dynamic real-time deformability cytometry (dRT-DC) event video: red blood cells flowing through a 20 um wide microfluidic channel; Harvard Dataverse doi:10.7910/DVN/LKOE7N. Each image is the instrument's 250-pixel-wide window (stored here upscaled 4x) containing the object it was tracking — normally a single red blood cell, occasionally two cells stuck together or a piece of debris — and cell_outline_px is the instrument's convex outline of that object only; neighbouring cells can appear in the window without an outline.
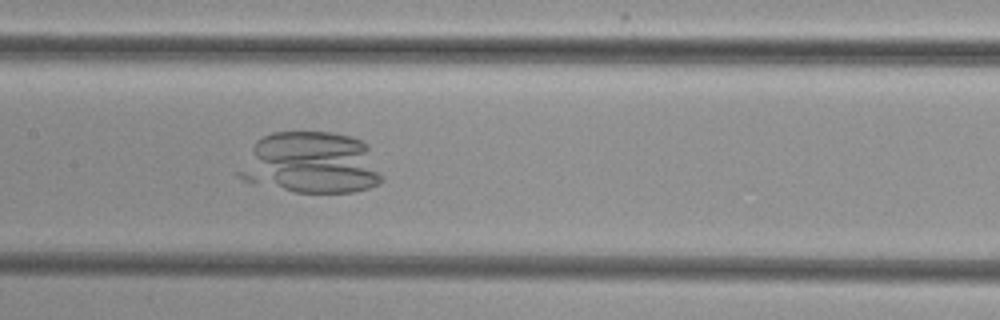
{"species": "common noctule bat (a hibernating species)", "species_latin": "Nyctalus noctula", "temperature_condition": "cold", "stored_images_in_passage": 54, "camera_frame_rate_fps": 3000, "um_per_image_px": 0.085, "animal": {"sex": "female", "body_mass_g": 29.2, "forearm_length_mm": 56.3}, "frame": {"image": 1, "passage_image": 27, "time_ms": 8.667, "image_size_px": [1000, 320], "cell_outline_px": [[384, 180], [380, 184], [368, 188], [352, 192], [296, 192], [252, 184], [236, 176], [236, 172], [256, 140], [272, 132], [332, 132], [352, 136], [368, 144], [384, 176]], "centroid_in_image_um": [26.44, 13.86], "position_along_channel_um": 181.0, "area_um2": 52.08}}
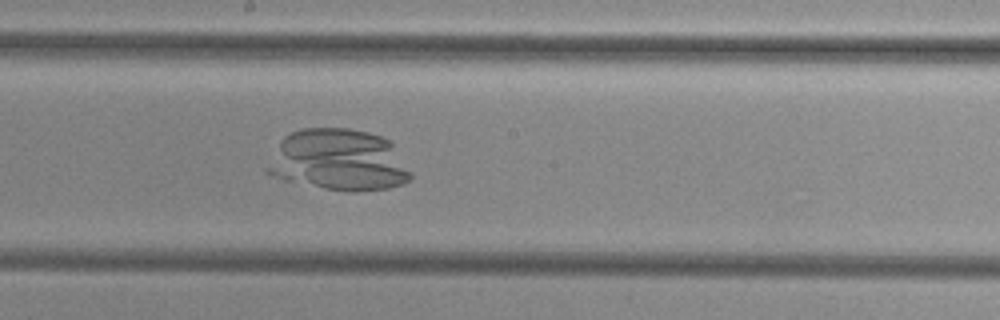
{"frame": {"image": 2, "passage_image": 30, "time_ms": 9.667, "image_size_px": [1000, 320], "cell_outline_px": [[412, 176], [404, 184], [388, 188], [356, 192], [352, 192], [324, 188], [284, 180], [272, 176], [264, 172], [264, 168], [280, 140], [284, 136], [300, 128], [348, 128], [368, 132], [380, 136], [388, 140], [392, 144], [412, 172]], "centroid_in_image_um": [28.75, 13.62], "position_along_channel_um": 219.5, "area_um2": 51.73}}
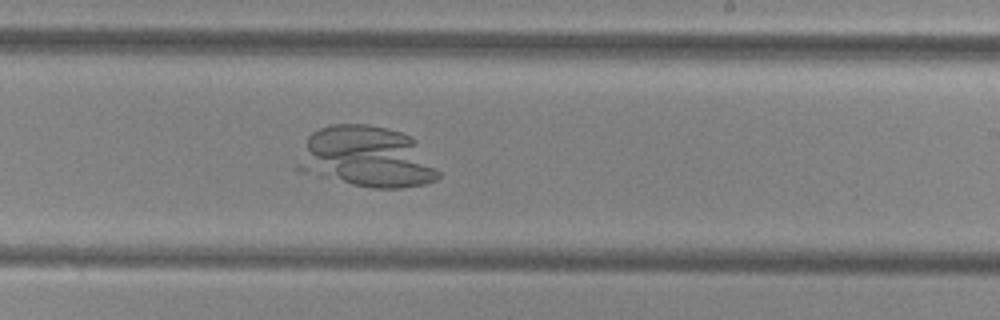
{"frame": {"image": 3, "passage_image": 33, "time_ms": 10.667, "image_size_px": [1000, 320], "cell_outline_px": [[440, 176], [436, 180], [428, 184], [400, 188], [372, 188], [352, 184], [296, 172], [296, 164], [308, 136], [312, 132], [328, 124], [368, 124], [400, 132], [412, 136], [416, 140], [440, 172]], "centroid_in_image_um": [31.14, 13.36], "position_along_channel_um": 257.9, "area_um2": 50.46}}